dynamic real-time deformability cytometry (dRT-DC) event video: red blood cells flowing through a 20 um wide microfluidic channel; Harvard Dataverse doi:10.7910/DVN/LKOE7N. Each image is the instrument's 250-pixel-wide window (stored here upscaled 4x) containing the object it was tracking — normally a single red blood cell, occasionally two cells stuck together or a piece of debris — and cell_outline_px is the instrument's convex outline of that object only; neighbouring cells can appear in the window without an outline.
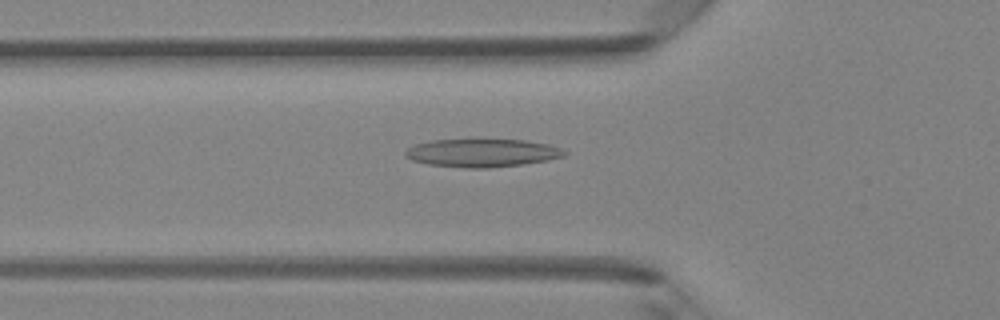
{"species": "Egyptian fruit bat (a non-hibernating species)", "species_latin": "Rousettus aegyptiacus", "temperature_condition": "room temperature", "stored_images_in_passage": 35, "camera_frame_rate_fps": 3000, "um_per_image_px": 0.085, "animal": {"sex": "female"}, "frame": {"image": 1, "passage_image": 8, "time_ms": 2.333, "image_size_px": [1000, 320], "cell_outline_px": [[568, 152], [564, 156], [548, 160], [520, 164], [488, 168], [464, 168], [428, 164], [412, 160], [404, 156], [404, 152], [408, 148], [416, 144], [432, 140], [524, 140], [548, 144], [560, 148]], "centroid_in_image_um": [40.96, 13.0], "position_along_channel_um": 84.8, "area_um2": 25.84}}
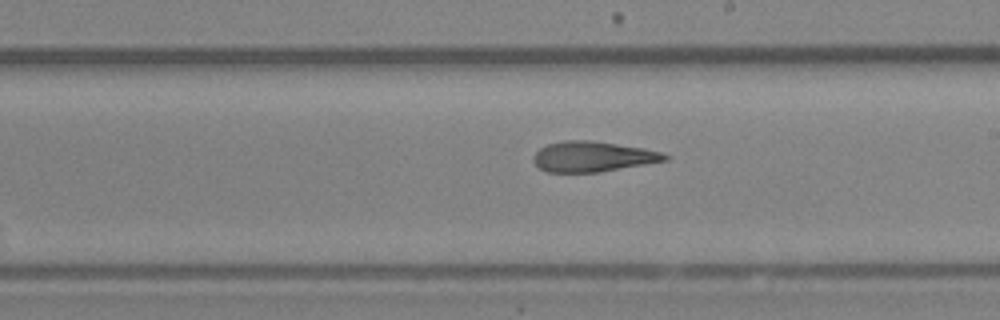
{"frame": {"image": 2, "passage_image": 19, "time_ms": 6.0, "image_size_px": [1000, 320], "cell_outline_px": [[672, 156], [668, 160], [600, 172], [544, 172], [532, 160], [532, 156], [540, 148], [548, 144], [564, 140], [592, 140], [644, 148], [660, 152]], "centroid_in_image_um": [50.38, 13.31], "position_along_channel_um": 238.6, "area_um2": 23.35}}
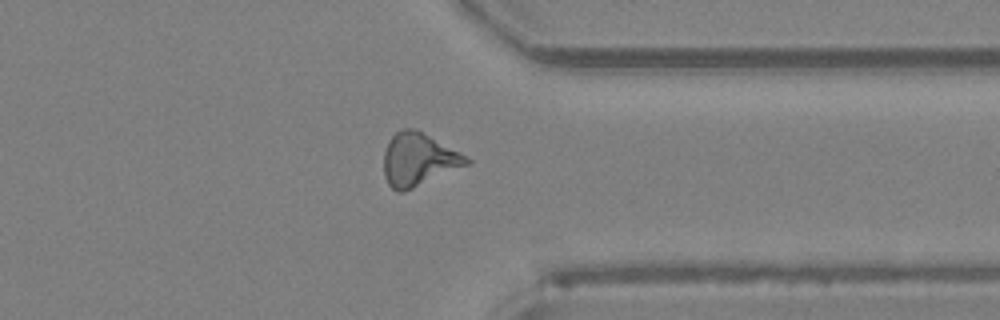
{"frame": {"image": 3, "passage_image": 29, "time_ms": 9.333, "image_size_px": [1000, 320], "cell_outline_px": [[472, 160], [468, 164], [404, 192], [396, 192], [388, 184], [384, 176], [384, 152], [388, 140], [400, 128], [416, 128], [468, 156]], "centroid_in_image_um": [35.55, 13.54], "position_along_channel_um": 375.8, "area_um2": 25.61}, "authors_computed_cell_mechanics": {"area_um2": 23.987, "velocity_mm_per_s": 4.1921, "shape_relaxation_time_tau1_ms": 9.6782, "shape_relaxation_time_tau2_ms": 3.6729, "deformation_change_tau1": 0.2513, "deformation_change_tau2": 0.1443}}